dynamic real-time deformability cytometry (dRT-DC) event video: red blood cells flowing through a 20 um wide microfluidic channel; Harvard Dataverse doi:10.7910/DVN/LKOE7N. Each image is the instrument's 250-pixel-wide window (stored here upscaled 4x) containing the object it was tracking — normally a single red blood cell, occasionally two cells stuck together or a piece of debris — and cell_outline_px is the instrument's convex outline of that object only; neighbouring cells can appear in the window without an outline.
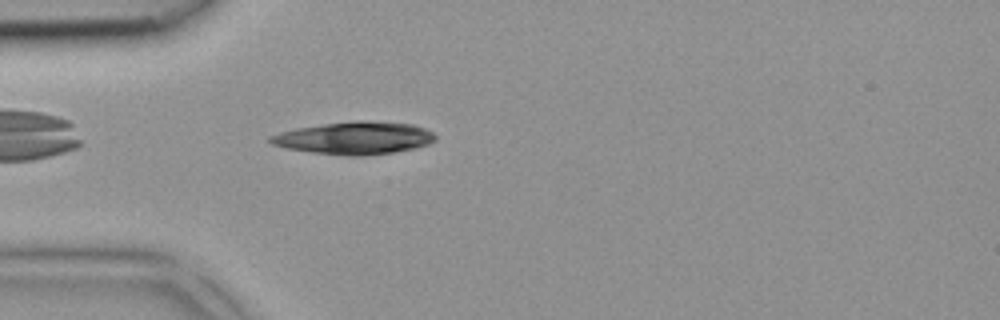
{"species": "common noctule bat (a hibernating species)", "species_latin": "Nyctalus noctula", "temperature_condition": "room temperature", "stored_images_in_passage": 1, "camera_frame_rate_fps": 3000, "um_per_image_px": 0.085, "animal": {"sex": "female", "body_mass_g": 18.4}, "frame": {"image": 1, "passage_image": 1, "time_ms": 0.0, "image_size_px": [1000, 320], "cell_outline_px": [[436, 140], [428, 144], [416, 148], [392, 152], [360, 156], [348, 156], [312, 152], [288, 148], [272, 144], [268, 140], [268, 136], [280, 132], [296, 128], [324, 124], [356, 120], [364, 120], [412, 124], [424, 128], [432, 132], [436, 136]], "centroid_in_image_um": [30.14, 11.73], "position_along_channel_um": 54.9, "area_um2": 31.15}}